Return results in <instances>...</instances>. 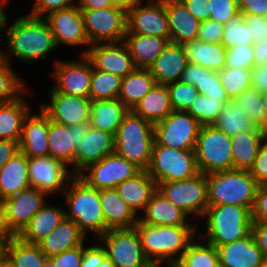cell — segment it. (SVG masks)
Returning <instances> with one entry per match:
<instances>
[{
	"mask_svg": "<svg viewBox=\"0 0 267 267\" xmlns=\"http://www.w3.org/2000/svg\"><path fill=\"white\" fill-rule=\"evenodd\" d=\"M24 92L16 99L0 104V140L20 141L22 124L31 111Z\"/></svg>",
	"mask_w": 267,
	"mask_h": 267,
	"instance_id": "obj_36",
	"label": "cell"
},
{
	"mask_svg": "<svg viewBox=\"0 0 267 267\" xmlns=\"http://www.w3.org/2000/svg\"><path fill=\"white\" fill-rule=\"evenodd\" d=\"M44 19L54 35L58 48L61 45L91 46L84 30L82 11L78 4L51 12Z\"/></svg>",
	"mask_w": 267,
	"mask_h": 267,
	"instance_id": "obj_20",
	"label": "cell"
},
{
	"mask_svg": "<svg viewBox=\"0 0 267 267\" xmlns=\"http://www.w3.org/2000/svg\"><path fill=\"white\" fill-rule=\"evenodd\" d=\"M88 124L66 126L56 123L52 120L49 122L48 129V147L49 157H53L64 163L75 175V156L76 149L80 145L82 138L86 135Z\"/></svg>",
	"mask_w": 267,
	"mask_h": 267,
	"instance_id": "obj_21",
	"label": "cell"
},
{
	"mask_svg": "<svg viewBox=\"0 0 267 267\" xmlns=\"http://www.w3.org/2000/svg\"><path fill=\"white\" fill-rule=\"evenodd\" d=\"M7 49L0 53L11 64V54L21 62H36L57 48L54 35L44 18L21 15L5 30ZM10 57V58H9Z\"/></svg>",
	"mask_w": 267,
	"mask_h": 267,
	"instance_id": "obj_1",
	"label": "cell"
},
{
	"mask_svg": "<svg viewBox=\"0 0 267 267\" xmlns=\"http://www.w3.org/2000/svg\"><path fill=\"white\" fill-rule=\"evenodd\" d=\"M233 100L239 107L243 108V111L256 126L267 130V113L261 91L251 87Z\"/></svg>",
	"mask_w": 267,
	"mask_h": 267,
	"instance_id": "obj_44",
	"label": "cell"
},
{
	"mask_svg": "<svg viewBox=\"0 0 267 267\" xmlns=\"http://www.w3.org/2000/svg\"><path fill=\"white\" fill-rule=\"evenodd\" d=\"M201 126L186 111L173 110L165 119L154 124V140L173 149H195Z\"/></svg>",
	"mask_w": 267,
	"mask_h": 267,
	"instance_id": "obj_12",
	"label": "cell"
},
{
	"mask_svg": "<svg viewBox=\"0 0 267 267\" xmlns=\"http://www.w3.org/2000/svg\"><path fill=\"white\" fill-rule=\"evenodd\" d=\"M83 243V255L80 267H99L103 259L106 257V252L101 244L84 246Z\"/></svg>",
	"mask_w": 267,
	"mask_h": 267,
	"instance_id": "obj_58",
	"label": "cell"
},
{
	"mask_svg": "<svg viewBox=\"0 0 267 267\" xmlns=\"http://www.w3.org/2000/svg\"><path fill=\"white\" fill-rule=\"evenodd\" d=\"M116 267H150L135 228L112 229L97 238Z\"/></svg>",
	"mask_w": 267,
	"mask_h": 267,
	"instance_id": "obj_10",
	"label": "cell"
},
{
	"mask_svg": "<svg viewBox=\"0 0 267 267\" xmlns=\"http://www.w3.org/2000/svg\"><path fill=\"white\" fill-rule=\"evenodd\" d=\"M0 267H14L4 256L0 257Z\"/></svg>",
	"mask_w": 267,
	"mask_h": 267,
	"instance_id": "obj_72",
	"label": "cell"
},
{
	"mask_svg": "<svg viewBox=\"0 0 267 267\" xmlns=\"http://www.w3.org/2000/svg\"><path fill=\"white\" fill-rule=\"evenodd\" d=\"M84 30L91 45L123 42L127 33V8L81 10Z\"/></svg>",
	"mask_w": 267,
	"mask_h": 267,
	"instance_id": "obj_9",
	"label": "cell"
},
{
	"mask_svg": "<svg viewBox=\"0 0 267 267\" xmlns=\"http://www.w3.org/2000/svg\"><path fill=\"white\" fill-rule=\"evenodd\" d=\"M224 105L221 100L198 93L186 112L197 119L201 125H213Z\"/></svg>",
	"mask_w": 267,
	"mask_h": 267,
	"instance_id": "obj_47",
	"label": "cell"
},
{
	"mask_svg": "<svg viewBox=\"0 0 267 267\" xmlns=\"http://www.w3.org/2000/svg\"><path fill=\"white\" fill-rule=\"evenodd\" d=\"M203 218H206L205 233L197 235L215 247L244 238L252 225V212L239 205L208 206Z\"/></svg>",
	"mask_w": 267,
	"mask_h": 267,
	"instance_id": "obj_4",
	"label": "cell"
},
{
	"mask_svg": "<svg viewBox=\"0 0 267 267\" xmlns=\"http://www.w3.org/2000/svg\"><path fill=\"white\" fill-rule=\"evenodd\" d=\"M173 110L186 111L198 95V89L181 80L166 84Z\"/></svg>",
	"mask_w": 267,
	"mask_h": 267,
	"instance_id": "obj_49",
	"label": "cell"
},
{
	"mask_svg": "<svg viewBox=\"0 0 267 267\" xmlns=\"http://www.w3.org/2000/svg\"><path fill=\"white\" fill-rule=\"evenodd\" d=\"M258 187L249 170L232 169L207 174L208 206L232 204L252 212Z\"/></svg>",
	"mask_w": 267,
	"mask_h": 267,
	"instance_id": "obj_5",
	"label": "cell"
},
{
	"mask_svg": "<svg viewBox=\"0 0 267 267\" xmlns=\"http://www.w3.org/2000/svg\"><path fill=\"white\" fill-rule=\"evenodd\" d=\"M220 267H264L266 257L255 244L252 234L216 247Z\"/></svg>",
	"mask_w": 267,
	"mask_h": 267,
	"instance_id": "obj_24",
	"label": "cell"
},
{
	"mask_svg": "<svg viewBox=\"0 0 267 267\" xmlns=\"http://www.w3.org/2000/svg\"><path fill=\"white\" fill-rule=\"evenodd\" d=\"M117 5L114 0H78L80 10L105 9Z\"/></svg>",
	"mask_w": 267,
	"mask_h": 267,
	"instance_id": "obj_66",
	"label": "cell"
},
{
	"mask_svg": "<svg viewBox=\"0 0 267 267\" xmlns=\"http://www.w3.org/2000/svg\"><path fill=\"white\" fill-rule=\"evenodd\" d=\"M165 267H181L177 262L162 263Z\"/></svg>",
	"mask_w": 267,
	"mask_h": 267,
	"instance_id": "obj_75",
	"label": "cell"
},
{
	"mask_svg": "<svg viewBox=\"0 0 267 267\" xmlns=\"http://www.w3.org/2000/svg\"><path fill=\"white\" fill-rule=\"evenodd\" d=\"M225 66L251 70L255 66L252 45L243 44L226 49Z\"/></svg>",
	"mask_w": 267,
	"mask_h": 267,
	"instance_id": "obj_51",
	"label": "cell"
},
{
	"mask_svg": "<svg viewBox=\"0 0 267 267\" xmlns=\"http://www.w3.org/2000/svg\"><path fill=\"white\" fill-rule=\"evenodd\" d=\"M65 219V209L45 204L17 235L22 241L38 244Z\"/></svg>",
	"mask_w": 267,
	"mask_h": 267,
	"instance_id": "obj_30",
	"label": "cell"
},
{
	"mask_svg": "<svg viewBox=\"0 0 267 267\" xmlns=\"http://www.w3.org/2000/svg\"><path fill=\"white\" fill-rule=\"evenodd\" d=\"M188 63L183 45L169 43L148 69L157 84L166 85L181 80Z\"/></svg>",
	"mask_w": 267,
	"mask_h": 267,
	"instance_id": "obj_25",
	"label": "cell"
},
{
	"mask_svg": "<svg viewBox=\"0 0 267 267\" xmlns=\"http://www.w3.org/2000/svg\"><path fill=\"white\" fill-rule=\"evenodd\" d=\"M30 186L47 192L50 196L63 193L73 176L70 169L53 157H28Z\"/></svg>",
	"mask_w": 267,
	"mask_h": 267,
	"instance_id": "obj_18",
	"label": "cell"
},
{
	"mask_svg": "<svg viewBox=\"0 0 267 267\" xmlns=\"http://www.w3.org/2000/svg\"><path fill=\"white\" fill-rule=\"evenodd\" d=\"M213 126L229 136L253 130L256 125L234 100L225 103Z\"/></svg>",
	"mask_w": 267,
	"mask_h": 267,
	"instance_id": "obj_41",
	"label": "cell"
},
{
	"mask_svg": "<svg viewBox=\"0 0 267 267\" xmlns=\"http://www.w3.org/2000/svg\"><path fill=\"white\" fill-rule=\"evenodd\" d=\"M8 0H0V33L6 30L5 25L7 23V15L4 12L3 6ZM3 4V5H2Z\"/></svg>",
	"mask_w": 267,
	"mask_h": 267,
	"instance_id": "obj_68",
	"label": "cell"
},
{
	"mask_svg": "<svg viewBox=\"0 0 267 267\" xmlns=\"http://www.w3.org/2000/svg\"><path fill=\"white\" fill-rule=\"evenodd\" d=\"M183 47L189 63L215 72H220L225 67L226 48L221 43L194 40L185 42Z\"/></svg>",
	"mask_w": 267,
	"mask_h": 267,
	"instance_id": "obj_38",
	"label": "cell"
},
{
	"mask_svg": "<svg viewBox=\"0 0 267 267\" xmlns=\"http://www.w3.org/2000/svg\"><path fill=\"white\" fill-rule=\"evenodd\" d=\"M142 213H144V215L141 217L139 216V221L148 225H193L187 223L189 215L173 202L169 201L158 190L153 193Z\"/></svg>",
	"mask_w": 267,
	"mask_h": 267,
	"instance_id": "obj_27",
	"label": "cell"
},
{
	"mask_svg": "<svg viewBox=\"0 0 267 267\" xmlns=\"http://www.w3.org/2000/svg\"><path fill=\"white\" fill-rule=\"evenodd\" d=\"M78 4V0H34L31 16L44 18L51 12Z\"/></svg>",
	"mask_w": 267,
	"mask_h": 267,
	"instance_id": "obj_53",
	"label": "cell"
},
{
	"mask_svg": "<svg viewBox=\"0 0 267 267\" xmlns=\"http://www.w3.org/2000/svg\"><path fill=\"white\" fill-rule=\"evenodd\" d=\"M62 194L68 208L65 209V219L74 221L85 235L93 232L95 239L107 232L100 190L89 186L78 175H73Z\"/></svg>",
	"mask_w": 267,
	"mask_h": 267,
	"instance_id": "obj_3",
	"label": "cell"
},
{
	"mask_svg": "<svg viewBox=\"0 0 267 267\" xmlns=\"http://www.w3.org/2000/svg\"><path fill=\"white\" fill-rule=\"evenodd\" d=\"M198 225L157 226L141 223L134 226L145 257L154 265L177 262L197 236Z\"/></svg>",
	"mask_w": 267,
	"mask_h": 267,
	"instance_id": "obj_2",
	"label": "cell"
},
{
	"mask_svg": "<svg viewBox=\"0 0 267 267\" xmlns=\"http://www.w3.org/2000/svg\"><path fill=\"white\" fill-rule=\"evenodd\" d=\"M83 244L48 258L47 267H80Z\"/></svg>",
	"mask_w": 267,
	"mask_h": 267,
	"instance_id": "obj_54",
	"label": "cell"
},
{
	"mask_svg": "<svg viewBox=\"0 0 267 267\" xmlns=\"http://www.w3.org/2000/svg\"><path fill=\"white\" fill-rule=\"evenodd\" d=\"M49 194L35 187H28L18 194L3 199L5 235L17 236L33 216L47 203Z\"/></svg>",
	"mask_w": 267,
	"mask_h": 267,
	"instance_id": "obj_13",
	"label": "cell"
},
{
	"mask_svg": "<svg viewBox=\"0 0 267 267\" xmlns=\"http://www.w3.org/2000/svg\"><path fill=\"white\" fill-rule=\"evenodd\" d=\"M137 68H148L170 43V38L126 34L123 41Z\"/></svg>",
	"mask_w": 267,
	"mask_h": 267,
	"instance_id": "obj_35",
	"label": "cell"
},
{
	"mask_svg": "<svg viewBox=\"0 0 267 267\" xmlns=\"http://www.w3.org/2000/svg\"><path fill=\"white\" fill-rule=\"evenodd\" d=\"M49 98L50 102L42 103L39 108L50 120L68 127L89 124L90 98L57 91H49Z\"/></svg>",
	"mask_w": 267,
	"mask_h": 267,
	"instance_id": "obj_17",
	"label": "cell"
},
{
	"mask_svg": "<svg viewBox=\"0 0 267 267\" xmlns=\"http://www.w3.org/2000/svg\"><path fill=\"white\" fill-rule=\"evenodd\" d=\"M267 130L256 126L253 130L231 136L233 169L249 170L257 156Z\"/></svg>",
	"mask_w": 267,
	"mask_h": 267,
	"instance_id": "obj_31",
	"label": "cell"
},
{
	"mask_svg": "<svg viewBox=\"0 0 267 267\" xmlns=\"http://www.w3.org/2000/svg\"><path fill=\"white\" fill-rule=\"evenodd\" d=\"M85 235L74 221L64 219L50 234L42 239L38 246L44 255L49 258L64 251L81 246Z\"/></svg>",
	"mask_w": 267,
	"mask_h": 267,
	"instance_id": "obj_29",
	"label": "cell"
},
{
	"mask_svg": "<svg viewBox=\"0 0 267 267\" xmlns=\"http://www.w3.org/2000/svg\"><path fill=\"white\" fill-rule=\"evenodd\" d=\"M99 267H116L110 260L109 258L106 256L102 263L99 265Z\"/></svg>",
	"mask_w": 267,
	"mask_h": 267,
	"instance_id": "obj_73",
	"label": "cell"
},
{
	"mask_svg": "<svg viewBox=\"0 0 267 267\" xmlns=\"http://www.w3.org/2000/svg\"><path fill=\"white\" fill-rule=\"evenodd\" d=\"M157 190L189 216L201 218L208 207L207 174L186 180L161 182Z\"/></svg>",
	"mask_w": 267,
	"mask_h": 267,
	"instance_id": "obj_11",
	"label": "cell"
},
{
	"mask_svg": "<svg viewBox=\"0 0 267 267\" xmlns=\"http://www.w3.org/2000/svg\"><path fill=\"white\" fill-rule=\"evenodd\" d=\"M28 187V157L19 151L0 169V199L18 194Z\"/></svg>",
	"mask_w": 267,
	"mask_h": 267,
	"instance_id": "obj_34",
	"label": "cell"
},
{
	"mask_svg": "<svg viewBox=\"0 0 267 267\" xmlns=\"http://www.w3.org/2000/svg\"><path fill=\"white\" fill-rule=\"evenodd\" d=\"M264 267H267V258H266V261H265V266Z\"/></svg>",
	"mask_w": 267,
	"mask_h": 267,
	"instance_id": "obj_77",
	"label": "cell"
},
{
	"mask_svg": "<svg viewBox=\"0 0 267 267\" xmlns=\"http://www.w3.org/2000/svg\"><path fill=\"white\" fill-rule=\"evenodd\" d=\"M40 114H29L22 124L19 141L20 151L29 158L49 157L48 129L49 117L39 109Z\"/></svg>",
	"mask_w": 267,
	"mask_h": 267,
	"instance_id": "obj_23",
	"label": "cell"
},
{
	"mask_svg": "<svg viewBox=\"0 0 267 267\" xmlns=\"http://www.w3.org/2000/svg\"><path fill=\"white\" fill-rule=\"evenodd\" d=\"M129 109L118 98L91 101L89 126L116 134Z\"/></svg>",
	"mask_w": 267,
	"mask_h": 267,
	"instance_id": "obj_33",
	"label": "cell"
},
{
	"mask_svg": "<svg viewBox=\"0 0 267 267\" xmlns=\"http://www.w3.org/2000/svg\"><path fill=\"white\" fill-rule=\"evenodd\" d=\"M11 65L0 53V104L16 99L27 90L23 78L20 79Z\"/></svg>",
	"mask_w": 267,
	"mask_h": 267,
	"instance_id": "obj_45",
	"label": "cell"
},
{
	"mask_svg": "<svg viewBox=\"0 0 267 267\" xmlns=\"http://www.w3.org/2000/svg\"><path fill=\"white\" fill-rule=\"evenodd\" d=\"M231 136L213 125H202L194 155L199 172L212 174L233 169Z\"/></svg>",
	"mask_w": 267,
	"mask_h": 267,
	"instance_id": "obj_7",
	"label": "cell"
},
{
	"mask_svg": "<svg viewBox=\"0 0 267 267\" xmlns=\"http://www.w3.org/2000/svg\"><path fill=\"white\" fill-rule=\"evenodd\" d=\"M252 221L267 222V185L259 186L252 209Z\"/></svg>",
	"mask_w": 267,
	"mask_h": 267,
	"instance_id": "obj_59",
	"label": "cell"
},
{
	"mask_svg": "<svg viewBox=\"0 0 267 267\" xmlns=\"http://www.w3.org/2000/svg\"><path fill=\"white\" fill-rule=\"evenodd\" d=\"M186 9L200 22L210 19L209 0H180Z\"/></svg>",
	"mask_w": 267,
	"mask_h": 267,
	"instance_id": "obj_60",
	"label": "cell"
},
{
	"mask_svg": "<svg viewBox=\"0 0 267 267\" xmlns=\"http://www.w3.org/2000/svg\"><path fill=\"white\" fill-rule=\"evenodd\" d=\"M3 256L14 267H47L48 258L38 244L24 242L17 236L7 237Z\"/></svg>",
	"mask_w": 267,
	"mask_h": 267,
	"instance_id": "obj_39",
	"label": "cell"
},
{
	"mask_svg": "<svg viewBox=\"0 0 267 267\" xmlns=\"http://www.w3.org/2000/svg\"><path fill=\"white\" fill-rule=\"evenodd\" d=\"M7 236L0 230V257L4 254V246Z\"/></svg>",
	"mask_w": 267,
	"mask_h": 267,
	"instance_id": "obj_71",
	"label": "cell"
},
{
	"mask_svg": "<svg viewBox=\"0 0 267 267\" xmlns=\"http://www.w3.org/2000/svg\"><path fill=\"white\" fill-rule=\"evenodd\" d=\"M119 196L137 214L143 212L151 196L157 190V184L147 170H141L134 177L125 180L115 187Z\"/></svg>",
	"mask_w": 267,
	"mask_h": 267,
	"instance_id": "obj_32",
	"label": "cell"
},
{
	"mask_svg": "<svg viewBox=\"0 0 267 267\" xmlns=\"http://www.w3.org/2000/svg\"><path fill=\"white\" fill-rule=\"evenodd\" d=\"M0 230L5 234L3 201L0 199Z\"/></svg>",
	"mask_w": 267,
	"mask_h": 267,
	"instance_id": "obj_70",
	"label": "cell"
},
{
	"mask_svg": "<svg viewBox=\"0 0 267 267\" xmlns=\"http://www.w3.org/2000/svg\"><path fill=\"white\" fill-rule=\"evenodd\" d=\"M262 98H263L264 108H265L266 113H267V90L262 92Z\"/></svg>",
	"mask_w": 267,
	"mask_h": 267,
	"instance_id": "obj_74",
	"label": "cell"
},
{
	"mask_svg": "<svg viewBox=\"0 0 267 267\" xmlns=\"http://www.w3.org/2000/svg\"><path fill=\"white\" fill-rule=\"evenodd\" d=\"M147 172L156 184L186 180L200 173L195 159L194 149H173L159 145L155 140L152 147L151 162Z\"/></svg>",
	"mask_w": 267,
	"mask_h": 267,
	"instance_id": "obj_8",
	"label": "cell"
},
{
	"mask_svg": "<svg viewBox=\"0 0 267 267\" xmlns=\"http://www.w3.org/2000/svg\"><path fill=\"white\" fill-rule=\"evenodd\" d=\"M100 201L107 231L134 228L139 221V215L119 196L115 188L101 189Z\"/></svg>",
	"mask_w": 267,
	"mask_h": 267,
	"instance_id": "obj_28",
	"label": "cell"
},
{
	"mask_svg": "<svg viewBox=\"0 0 267 267\" xmlns=\"http://www.w3.org/2000/svg\"><path fill=\"white\" fill-rule=\"evenodd\" d=\"M210 20L225 25L239 13L238 0H209Z\"/></svg>",
	"mask_w": 267,
	"mask_h": 267,
	"instance_id": "obj_52",
	"label": "cell"
},
{
	"mask_svg": "<svg viewBox=\"0 0 267 267\" xmlns=\"http://www.w3.org/2000/svg\"><path fill=\"white\" fill-rule=\"evenodd\" d=\"M218 74L230 100L252 87L251 70L225 66Z\"/></svg>",
	"mask_w": 267,
	"mask_h": 267,
	"instance_id": "obj_46",
	"label": "cell"
},
{
	"mask_svg": "<svg viewBox=\"0 0 267 267\" xmlns=\"http://www.w3.org/2000/svg\"><path fill=\"white\" fill-rule=\"evenodd\" d=\"M154 143V124L131 110L124 116L115 134V153L147 170Z\"/></svg>",
	"mask_w": 267,
	"mask_h": 267,
	"instance_id": "obj_6",
	"label": "cell"
},
{
	"mask_svg": "<svg viewBox=\"0 0 267 267\" xmlns=\"http://www.w3.org/2000/svg\"><path fill=\"white\" fill-rule=\"evenodd\" d=\"M92 70L93 65L85 55L76 60H57L51 74L55 85L49 91L89 98Z\"/></svg>",
	"mask_w": 267,
	"mask_h": 267,
	"instance_id": "obj_16",
	"label": "cell"
},
{
	"mask_svg": "<svg viewBox=\"0 0 267 267\" xmlns=\"http://www.w3.org/2000/svg\"><path fill=\"white\" fill-rule=\"evenodd\" d=\"M115 151V135L89 126L76 149L75 175Z\"/></svg>",
	"mask_w": 267,
	"mask_h": 267,
	"instance_id": "obj_22",
	"label": "cell"
},
{
	"mask_svg": "<svg viewBox=\"0 0 267 267\" xmlns=\"http://www.w3.org/2000/svg\"><path fill=\"white\" fill-rule=\"evenodd\" d=\"M254 50L255 66L267 64V38L252 45Z\"/></svg>",
	"mask_w": 267,
	"mask_h": 267,
	"instance_id": "obj_67",
	"label": "cell"
},
{
	"mask_svg": "<svg viewBox=\"0 0 267 267\" xmlns=\"http://www.w3.org/2000/svg\"><path fill=\"white\" fill-rule=\"evenodd\" d=\"M156 84L148 68H136L122 78L118 99L132 110Z\"/></svg>",
	"mask_w": 267,
	"mask_h": 267,
	"instance_id": "obj_40",
	"label": "cell"
},
{
	"mask_svg": "<svg viewBox=\"0 0 267 267\" xmlns=\"http://www.w3.org/2000/svg\"><path fill=\"white\" fill-rule=\"evenodd\" d=\"M162 266H163L162 264H159V265L154 264V265H151L150 267H162Z\"/></svg>",
	"mask_w": 267,
	"mask_h": 267,
	"instance_id": "obj_76",
	"label": "cell"
},
{
	"mask_svg": "<svg viewBox=\"0 0 267 267\" xmlns=\"http://www.w3.org/2000/svg\"><path fill=\"white\" fill-rule=\"evenodd\" d=\"M250 233L252 234L255 244L267 258V222L252 221Z\"/></svg>",
	"mask_w": 267,
	"mask_h": 267,
	"instance_id": "obj_62",
	"label": "cell"
},
{
	"mask_svg": "<svg viewBox=\"0 0 267 267\" xmlns=\"http://www.w3.org/2000/svg\"><path fill=\"white\" fill-rule=\"evenodd\" d=\"M200 240L202 241L196 236L177 263L181 267H220L216 247L207 242L202 244Z\"/></svg>",
	"mask_w": 267,
	"mask_h": 267,
	"instance_id": "obj_42",
	"label": "cell"
},
{
	"mask_svg": "<svg viewBox=\"0 0 267 267\" xmlns=\"http://www.w3.org/2000/svg\"><path fill=\"white\" fill-rule=\"evenodd\" d=\"M243 18L254 43L267 38V17L243 15Z\"/></svg>",
	"mask_w": 267,
	"mask_h": 267,
	"instance_id": "obj_57",
	"label": "cell"
},
{
	"mask_svg": "<svg viewBox=\"0 0 267 267\" xmlns=\"http://www.w3.org/2000/svg\"><path fill=\"white\" fill-rule=\"evenodd\" d=\"M141 169L115 152L82 170L78 176L89 186L101 190L115 188Z\"/></svg>",
	"mask_w": 267,
	"mask_h": 267,
	"instance_id": "obj_14",
	"label": "cell"
},
{
	"mask_svg": "<svg viewBox=\"0 0 267 267\" xmlns=\"http://www.w3.org/2000/svg\"><path fill=\"white\" fill-rule=\"evenodd\" d=\"M121 83V77L93 68L90 82V100L118 98Z\"/></svg>",
	"mask_w": 267,
	"mask_h": 267,
	"instance_id": "obj_43",
	"label": "cell"
},
{
	"mask_svg": "<svg viewBox=\"0 0 267 267\" xmlns=\"http://www.w3.org/2000/svg\"><path fill=\"white\" fill-rule=\"evenodd\" d=\"M196 88L200 94L215 100H221L224 104L230 100L222 86L218 72L207 68L202 67L201 84Z\"/></svg>",
	"mask_w": 267,
	"mask_h": 267,
	"instance_id": "obj_50",
	"label": "cell"
},
{
	"mask_svg": "<svg viewBox=\"0 0 267 267\" xmlns=\"http://www.w3.org/2000/svg\"><path fill=\"white\" fill-rule=\"evenodd\" d=\"M223 32L224 25L222 23L207 19L200 23L197 40L209 43H221Z\"/></svg>",
	"mask_w": 267,
	"mask_h": 267,
	"instance_id": "obj_56",
	"label": "cell"
},
{
	"mask_svg": "<svg viewBox=\"0 0 267 267\" xmlns=\"http://www.w3.org/2000/svg\"><path fill=\"white\" fill-rule=\"evenodd\" d=\"M249 172L259 186L267 185V137L263 140Z\"/></svg>",
	"mask_w": 267,
	"mask_h": 267,
	"instance_id": "obj_55",
	"label": "cell"
},
{
	"mask_svg": "<svg viewBox=\"0 0 267 267\" xmlns=\"http://www.w3.org/2000/svg\"><path fill=\"white\" fill-rule=\"evenodd\" d=\"M127 7V33L169 38L165 0H148Z\"/></svg>",
	"mask_w": 267,
	"mask_h": 267,
	"instance_id": "obj_15",
	"label": "cell"
},
{
	"mask_svg": "<svg viewBox=\"0 0 267 267\" xmlns=\"http://www.w3.org/2000/svg\"><path fill=\"white\" fill-rule=\"evenodd\" d=\"M202 79V66L197 64L188 63L183 71L181 81L197 87L201 84Z\"/></svg>",
	"mask_w": 267,
	"mask_h": 267,
	"instance_id": "obj_64",
	"label": "cell"
},
{
	"mask_svg": "<svg viewBox=\"0 0 267 267\" xmlns=\"http://www.w3.org/2000/svg\"><path fill=\"white\" fill-rule=\"evenodd\" d=\"M117 4L122 5L124 7H129L133 4H136L138 2H142L144 0H114Z\"/></svg>",
	"mask_w": 267,
	"mask_h": 267,
	"instance_id": "obj_69",
	"label": "cell"
},
{
	"mask_svg": "<svg viewBox=\"0 0 267 267\" xmlns=\"http://www.w3.org/2000/svg\"><path fill=\"white\" fill-rule=\"evenodd\" d=\"M221 44L226 48H233L239 45H253V39L249 33V27L244 23L242 13L232 17L225 25Z\"/></svg>",
	"mask_w": 267,
	"mask_h": 267,
	"instance_id": "obj_48",
	"label": "cell"
},
{
	"mask_svg": "<svg viewBox=\"0 0 267 267\" xmlns=\"http://www.w3.org/2000/svg\"><path fill=\"white\" fill-rule=\"evenodd\" d=\"M80 55H85L93 68L121 78L137 68L124 42L93 44L90 48L82 50Z\"/></svg>",
	"mask_w": 267,
	"mask_h": 267,
	"instance_id": "obj_19",
	"label": "cell"
},
{
	"mask_svg": "<svg viewBox=\"0 0 267 267\" xmlns=\"http://www.w3.org/2000/svg\"><path fill=\"white\" fill-rule=\"evenodd\" d=\"M238 9L243 15L267 17V0H238Z\"/></svg>",
	"mask_w": 267,
	"mask_h": 267,
	"instance_id": "obj_61",
	"label": "cell"
},
{
	"mask_svg": "<svg viewBox=\"0 0 267 267\" xmlns=\"http://www.w3.org/2000/svg\"><path fill=\"white\" fill-rule=\"evenodd\" d=\"M251 83L253 88L261 92L267 90V64L251 69Z\"/></svg>",
	"mask_w": 267,
	"mask_h": 267,
	"instance_id": "obj_63",
	"label": "cell"
},
{
	"mask_svg": "<svg viewBox=\"0 0 267 267\" xmlns=\"http://www.w3.org/2000/svg\"><path fill=\"white\" fill-rule=\"evenodd\" d=\"M131 111L152 124L165 119L173 111L166 85L156 84Z\"/></svg>",
	"mask_w": 267,
	"mask_h": 267,
	"instance_id": "obj_37",
	"label": "cell"
},
{
	"mask_svg": "<svg viewBox=\"0 0 267 267\" xmlns=\"http://www.w3.org/2000/svg\"><path fill=\"white\" fill-rule=\"evenodd\" d=\"M170 43L183 45L198 38V21L180 0H165Z\"/></svg>",
	"mask_w": 267,
	"mask_h": 267,
	"instance_id": "obj_26",
	"label": "cell"
},
{
	"mask_svg": "<svg viewBox=\"0 0 267 267\" xmlns=\"http://www.w3.org/2000/svg\"><path fill=\"white\" fill-rule=\"evenodd\" d=\"M19 151L18 141L0 140V169Z\"/></svg>",
	"mask_w": 267,
	"mask_h": 267,
	"instance_id": "obj_65",
	"label": "cell"
}]
</instances>
